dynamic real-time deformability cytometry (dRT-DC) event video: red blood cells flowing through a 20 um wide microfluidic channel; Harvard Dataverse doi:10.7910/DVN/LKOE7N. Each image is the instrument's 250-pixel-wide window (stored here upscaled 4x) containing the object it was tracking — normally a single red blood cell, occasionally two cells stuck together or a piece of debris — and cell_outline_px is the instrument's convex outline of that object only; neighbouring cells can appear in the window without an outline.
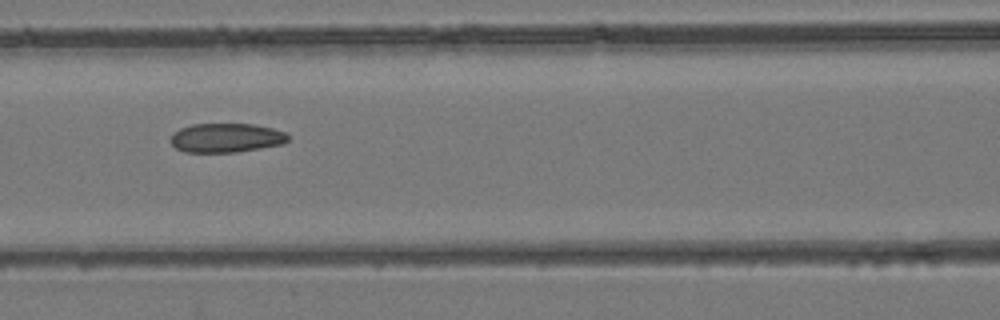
{"species": "common noctule bat (a hibernating species)", "species_latin": "Nyctalus noctula", "temperature_condition": "room temperature", "stored_images_in_passage": 6, "camera_frame_rate_fps": 3000, "um_per_image_px": 0.085, "animal": {"sex": "female", "body_mass_g": 24.6, "forearm_length_mm": 56.2}, "frame": {"image": 1, "passage_image": 6, "time_ms": 6.667, "image_size_px": [1000, 320], "cell_outline_px": [[288, 140], [280, 144], [260, 148], [236, 152], [184, 152], [176, 148], [168, 140], [172, 132], [180, 128], [192, 124], [252, 124], [272, 128], [284, 132], [288, 136]], "centroid_in_image_um": [19.15, 11.71], "position_along_channel_um": 147.5, "area_um2": 19.94}}